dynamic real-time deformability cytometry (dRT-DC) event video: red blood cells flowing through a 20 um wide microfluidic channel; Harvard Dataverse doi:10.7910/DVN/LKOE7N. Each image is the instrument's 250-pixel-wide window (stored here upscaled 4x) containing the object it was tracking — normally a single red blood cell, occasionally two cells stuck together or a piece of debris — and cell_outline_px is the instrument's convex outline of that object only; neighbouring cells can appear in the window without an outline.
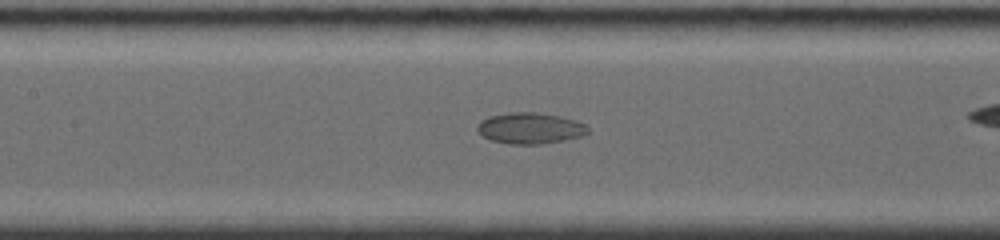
{"species": "common noctule bat (a hibernating species)", "species_latin": "Nyctalus noctula", "temperature_condition": "room temperature", "stored_images_in_passage": 16, "camera_frame_rate_fps": 4000, "um_per_image_px": 0.085, "animal": {"sex": "female", "body_mass_g": 19.0, "forearm_length_mm": 56.7}, "frame": {"image": 1, "passage_image": 12, "time_ms": 6.0, "image_size_px": [1000, 240], "cell_outline_px": [[588, 132], [584, 136], [544, 144], [508, 144], [492, 140], [484, 136], [476, 128], [480, 120], [488, 116], [508, 112], [536, 112], [560, 116], [576, 120], [584, 124], [588, 128]], "centroid_in_image_um": [45.07, 10.89], "position_along_channel_um": 162.3, "area_um2": 20.17}}